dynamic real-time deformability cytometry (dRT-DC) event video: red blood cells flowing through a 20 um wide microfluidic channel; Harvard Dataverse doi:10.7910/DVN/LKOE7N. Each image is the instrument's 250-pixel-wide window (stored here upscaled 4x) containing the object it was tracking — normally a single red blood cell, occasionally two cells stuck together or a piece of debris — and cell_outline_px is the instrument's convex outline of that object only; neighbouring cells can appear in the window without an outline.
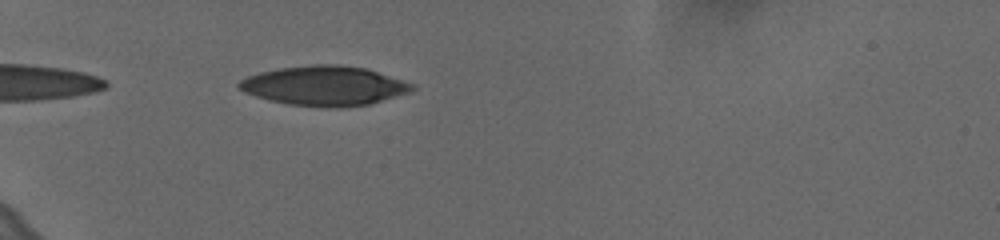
{"species": "human", "species_latin": "Homo sapiens", "temperature_condition": "cold", "stored_images_in_passage": 41, "camera_frame_rate_fps": 3000, "um_per_image_px": 0.085, "donor": {"sex": "female"}, "frame": {"image": 1, "passage_image": 3, "time_ms": 0.667, "image_size_px": [1000, 240], "cell_outline_px": [[416, 88], [412, 92], [368, 104], [336, 108], [328, 108], [288, 104], [268, 100], [244, 92], [236, 88], [236, 84], [240, 80], [248, 76], [260, 72], [280, 68], [312, 64], [340, 64], [364, 68], [416, 84]], "centroid_in_image_um": [27.57, 7.29], "position_along_channel_um": 57.4, "area_um2": 40.11}}
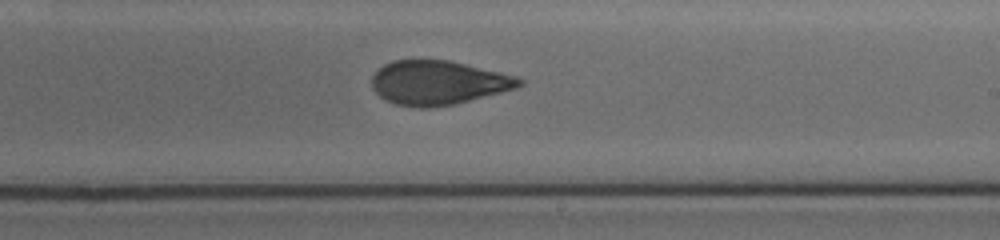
{"frame": {"image": 2, "passage_image": 21, "time_ms": 6.667, "image_size_px": [1000, 240], "cell_outline_px": [[524, 84], [516, 88], [452, 104], [428, 108], [420, 108], [396, 104], [384, 100], [372, 88], [372, 76], [384, 64], [392, 60], [448, 60], [516, 76], [524, 80]], "centroid_in_image_um": [37.21, 7.03], "position_along_channel_um": 251.8, "area_um2": 37.51}}
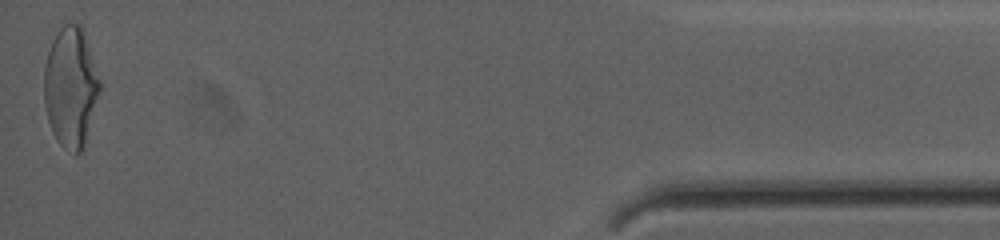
{"frame": {"image": 3, "passage_image": 41, "time_ms": 13.333, "image_size_px": [1000, 240], "cell_outline_px": [[100, 88], [84, 144], [80, 152], [76, 152], [60, 144], [56, 140], [52, 132], [48, 120], [44, 104], [44, 68], [48, 52], [52, 40], [60, 28], [64, 24], [80, 24], [84, 28], [100, 80]], "centroid_in_image_um": [5.99, 7.34], "position_along_channel_um": 429.2, "area_um2": 38.55}, "authors_computed_cell_mechanics": {"area_um2": 38.6104, "velocity_mm_per_s": 3.6328, "shape_relaxation_time_tau1_ms": 6.9436, "shape_relaxation_time_tau2_ms": 1.6909, "deformation_change_tau1": 0.1917, "deformation_change_tau2": 0.0926}}